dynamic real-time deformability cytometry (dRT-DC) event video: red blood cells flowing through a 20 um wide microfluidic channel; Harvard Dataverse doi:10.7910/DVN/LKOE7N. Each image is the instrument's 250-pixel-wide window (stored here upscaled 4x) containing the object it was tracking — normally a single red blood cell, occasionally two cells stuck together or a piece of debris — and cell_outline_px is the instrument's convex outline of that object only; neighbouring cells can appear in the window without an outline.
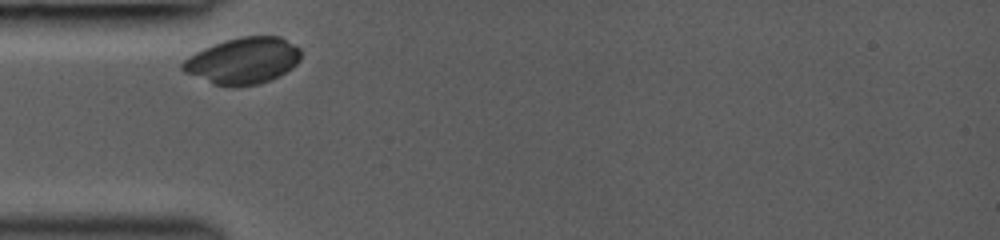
{"species": "common noctule bat (a hibernating species)", "species_latin": "Nyctalus noctula", "temperature_condition": "room temperature", "stored_images_in_passage": 26, "camera_frame_rate_fps": 3000, "um_per_image_px": 0.085, "animal": {"sex": "female", "body_mass_g": 19.0, "forearm_length_mm": 53.3}, "frame": {"image": 1, "passage_image": 1, "time_ms": 0.0, "image_size_px": [1000, 240], "cell_outline_px": [[300, 60], [292, 68], [260, 84], [232, 88], [212, 84], [184, 72], [180, 68], [180, 64], [188, 56], [204, 48], [224, 40], [240, 36], [280, 36], [300, 48]], "centroid_in_image_um": [20.62, 5.17], "position_along_channel_um": 64.4, "area_um2": 32.19}}
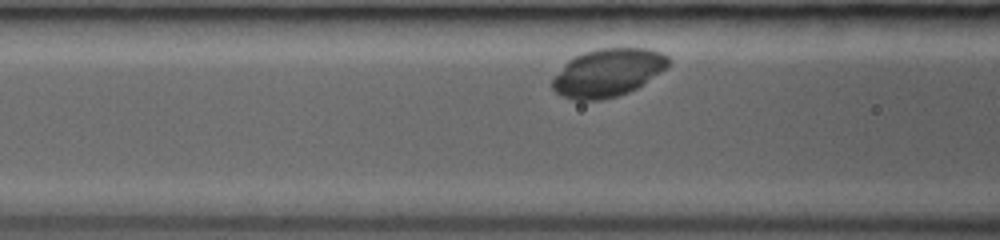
{"frame": {"image": 2, "passage_image": 5, "time_ms": 1.333, "image_size_px": [1000, 240], "cell_outline_px": [[672, 64], [668, 68], [636, 88], [628, 92], [616, 96], [600, 100], [572, 100], [560, 96], [552, 88], [552, 80], [564, 64], [568, 60], [584, 52], [596, 48], [644, 48], [660, 52], [668, 56], [672, 60]], "centroid_in_image_um": [51.68, 6.17], "position_along_channel_um": 114.9, "area_um2": 32.6}}